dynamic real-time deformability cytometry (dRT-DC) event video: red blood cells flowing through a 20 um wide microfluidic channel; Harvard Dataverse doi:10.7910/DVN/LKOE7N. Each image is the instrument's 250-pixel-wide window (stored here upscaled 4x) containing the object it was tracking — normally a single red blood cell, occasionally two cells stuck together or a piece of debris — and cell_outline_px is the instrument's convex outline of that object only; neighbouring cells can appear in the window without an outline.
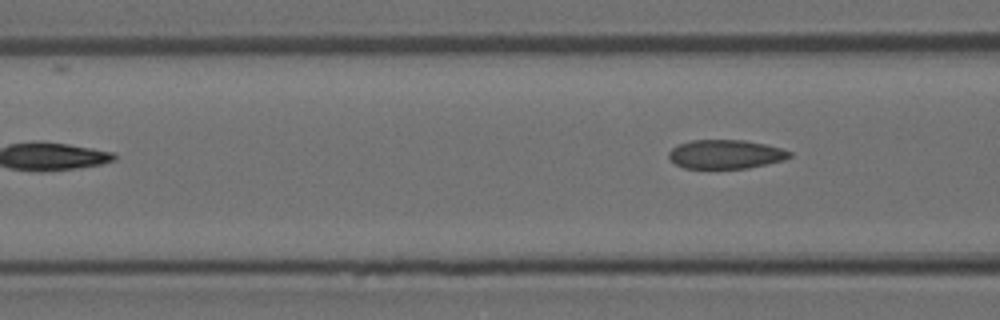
{"species": "Egyptian fruit bat (a non-hibernating species)", "species_latin": "Rousettus aegyptiacus", "temperature_condition": "room temperature", "stored_images_in_passage": 3, "camera_frame_rate_fps": 3000, "um_per_image_px": 0.085, "animal": {"sex": "female"}, "frame": {"image": 1, "passage_image": 3, "time_ms": 0.667, "image_size_px": [1000, 320], "cell_outline_px": [[792, 156], [784, 160], [748, 168], [684, 168], [676, 164], [668, 156], [668, 152], [676, 144], [692, 140], [744, 140], [764, 144], [780, 148], [792, 152]], "centroid_in_image_um": [61.66, 13.1], "position_along_channel_um": 104.9, "area_um2": 20.35}}